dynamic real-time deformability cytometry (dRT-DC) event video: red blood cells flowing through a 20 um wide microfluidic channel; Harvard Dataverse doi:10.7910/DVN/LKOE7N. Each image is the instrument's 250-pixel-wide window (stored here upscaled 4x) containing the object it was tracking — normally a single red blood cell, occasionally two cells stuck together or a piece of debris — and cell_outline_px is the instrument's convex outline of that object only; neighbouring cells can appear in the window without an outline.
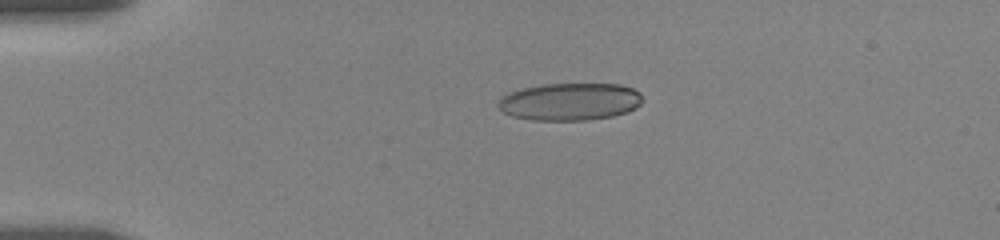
{"species": "human", "species_latin": "Homo sapiens", "temperature_condition": "room temperature", "stored_images_in_passage": 14, "camera_frame_rate_fps": 3000, "um_per_image_px": 0.085, "donor": {"sex": "female"}, "frame": {"image": 1, "passage_image": 7, "time_ms": 4.0, "image_size_px": [1000, 240], "cell_outline_px": [[644, 100], [636, 108], [628, 112], [612, 116], [584, 120], [532, 120], [512, 116], [504, 112], [496, 104], [500, 96], [508, 92], [540, 84], [620, 84], [632, 88], [640, 92]], "centroid_in_image_um": [48.44, 8.63], "position_along_channel_um": 36.6, "area_um2": 31.73}}
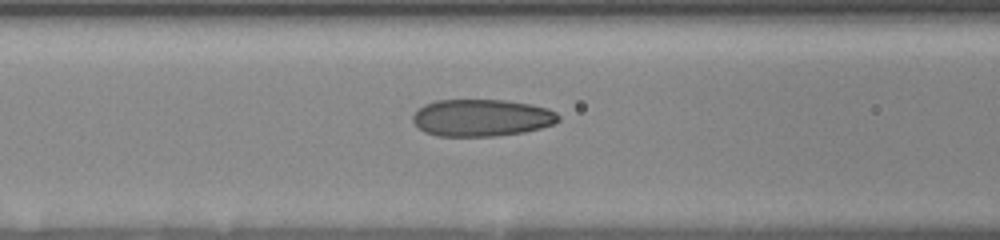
{"frame": {"image": 2, "passage_image": 12, "time_ms": 7.667, "image_size_px": [1000, 240], "cell_outline_px": [[560, 120], [552, 124], [540, 128], [524, 132], [496, 136], [436, 136], [424, 132], [412, 120], [412, 116], [424, 104], [436, 100], [504, 100], [532, 104], [548, 108], [556, 112], [560, 116]], "centroid_in_image_um": [40.95, 10.01], "position_along_channel_um": 125.6, "area_um2": 31.56}}
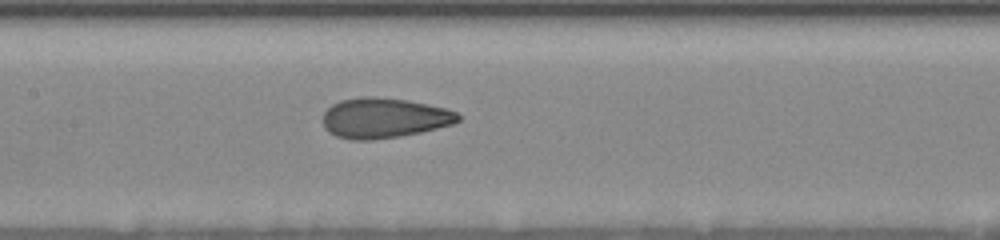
{"frame": {"image": 3, "passage_image": 14, "time_ms": 9.0, "image_size_px": [1000, 240], "cell_outline_px": [[460, 120], [452, 124], [420, 132], [400, 136], [372, 140], [352, 140], [336, 136], [328, 132], [324, 128], [324, 112], [332, 104], [340, 100], [364, 96], [376, 96], [408, 100], [448, 108], [456, 112], [460, 116]], "centroid_in_image_um": [32.64, 10.02], "position_along_channel_um": 174.8, "area_um2": 31.79}}